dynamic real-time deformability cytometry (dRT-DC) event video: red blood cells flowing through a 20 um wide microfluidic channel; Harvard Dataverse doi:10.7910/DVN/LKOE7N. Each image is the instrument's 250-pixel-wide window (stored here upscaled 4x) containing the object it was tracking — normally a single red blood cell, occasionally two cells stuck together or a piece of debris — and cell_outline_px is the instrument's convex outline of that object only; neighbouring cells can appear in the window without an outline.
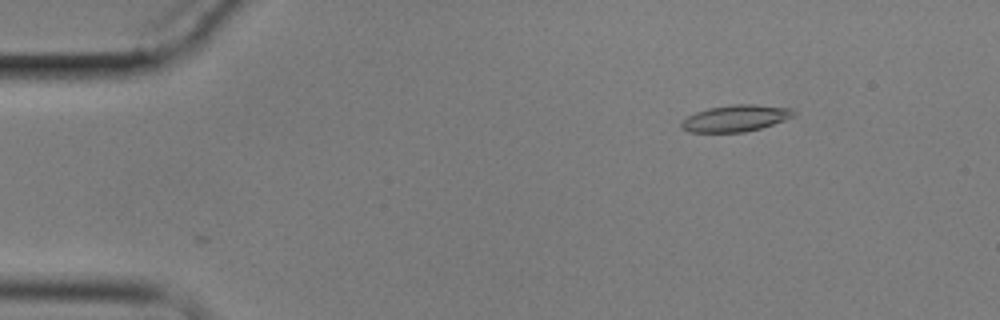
{"species": "common noctule bat (a hibernating species)", "species_latin": "Nyctalus noctula", "temperature_condition": "cold", "stored_images_in_passage": 7, "camera_frame_rate_fps": 3000, "um_per_image_px": 0.085, "animal": {"sex": "male", "body_mass_g": 17.9}, "frame": {"image": 1, "passage_image": 3, "time_ms": 2.333, "image_size_px": [1000, 320], "cell_outline_px": [[796, 112], [792, 116], [784, 120], [760, 128], [744, 132], [688, 132], [680, 128], [680, 124], [688, 116], [696, 112], [708, 108], [732, 104], [756, 104], [792, 108]], "centroid_in_image_um": [62.51, 10.05], "position_along_channel_um": 22.5, "area_um2": 17.34}}
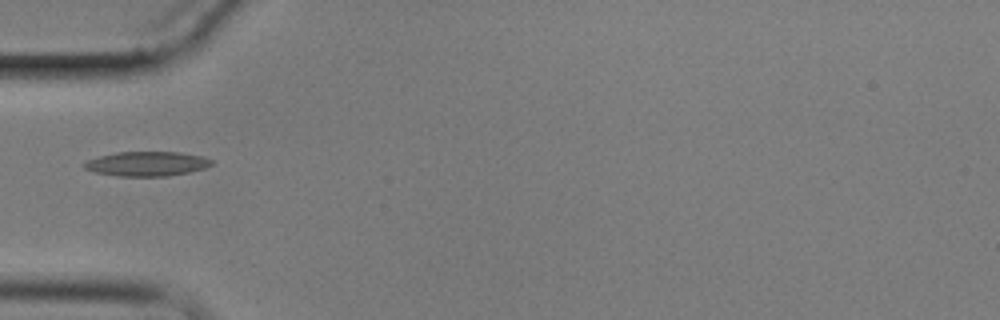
{"frame": {"image": 2, "passage_image": 6, "time_ms": 6.0, "image_size_px": [1000, 320], "cell_outline_px": [[212, 164], [204, 168], [188, 172], [168, 176], [116, 176], [96, 172], [84, 168], [80, 164], [88, 160], [100, 156], [116, 152], [180, 152], [204, 156], [212, 160]], "centroid_in_image_um": [12.47, 13.92], "position_along_channel_um": 72.5, "area_um2": 18.21}}
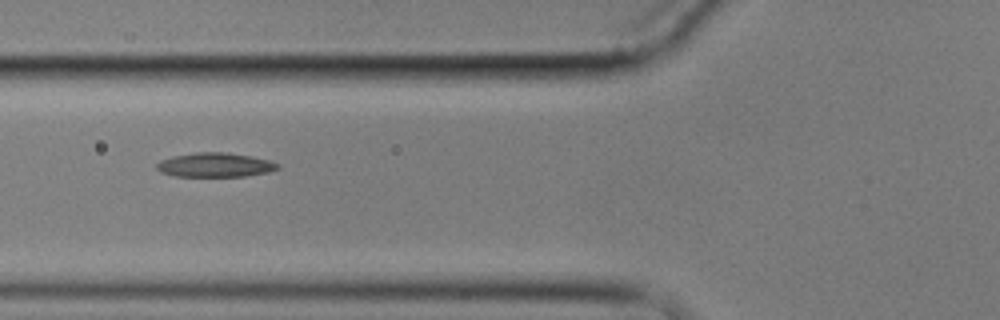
{"frame": {"image": 3, "passage_image": 7, "time_ms": 7.0, "image_size_px": [1000, 320], "cell_outline_px": [[280, 168], [268, 172], [244, 176], [176, 176], [160, 172], [156, 168], [156, 164], [160, 160], [172, 156], [196, 152], [228, 152], [252, 156], [268, 160], [280, 164]], "centroid_in_image_um": [18.28, 14.01], "position_along_channel_um": 107.5, "area_um2": 17.17}}